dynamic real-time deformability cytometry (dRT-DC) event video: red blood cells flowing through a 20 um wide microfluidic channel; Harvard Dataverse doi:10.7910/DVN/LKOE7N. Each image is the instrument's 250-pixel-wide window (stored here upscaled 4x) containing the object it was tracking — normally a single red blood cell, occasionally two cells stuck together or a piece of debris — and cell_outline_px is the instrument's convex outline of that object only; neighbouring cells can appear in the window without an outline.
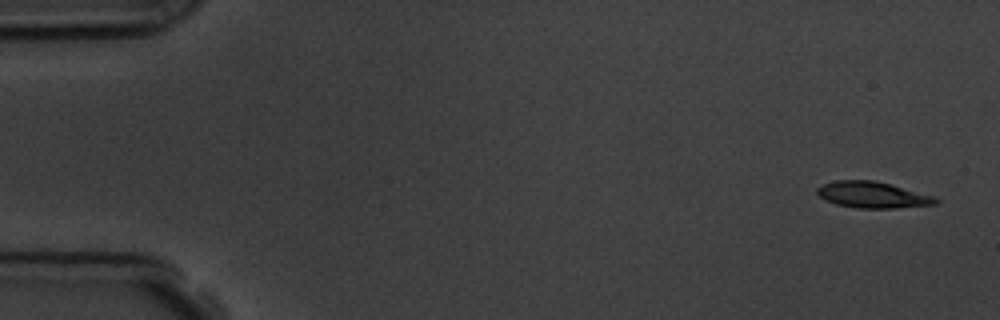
{"species": "common noctule bat (a hibernating species)", "species_latin": "Nyctalus noctula", "temperature_condition": "room temperature", "stored_images_in_passage": 4, "camera_frame_rate_fps": 3000, "um_per_image_px": 0.085, "animal": {"sex": "male", "body_mass_g": 19.5, "forearm_length_mm": 54.6}, "frame": {"image": 1, "passage_image": 1, "time_ms": 0.0, "image_size_px": [1000, 320], "cell_outline_px": [[940, 200], [936, 204], [896, 208], [856, 208], [836, 204], [824, 200], [816, 192], [816, 188], [824, 184], [836, 180], [872, 180], [892, 184], [936, 196]], "centroid_in_image_um": [74.2, 16.56], "position_along_channel_um": 10.8, "area_um2": 18.32}}